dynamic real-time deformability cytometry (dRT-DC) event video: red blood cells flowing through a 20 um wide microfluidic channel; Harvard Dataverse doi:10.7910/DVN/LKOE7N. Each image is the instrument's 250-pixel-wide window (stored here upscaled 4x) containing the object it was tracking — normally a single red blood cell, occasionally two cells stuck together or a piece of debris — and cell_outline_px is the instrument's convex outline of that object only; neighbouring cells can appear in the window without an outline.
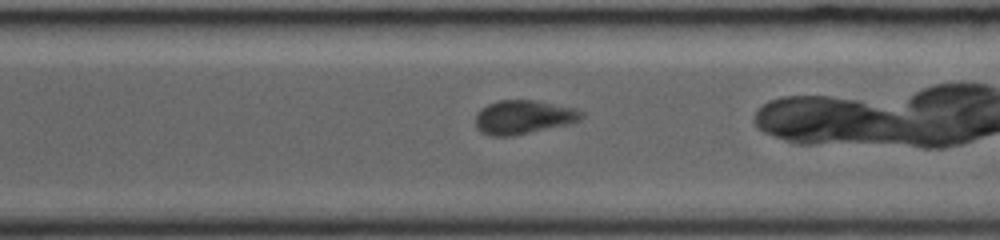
{"species": "common noctule bat (a hibernating species)", "species_latin": "Nyctalus noctula", "temperature_condition": "room temperature", "stored_images_in_passage": 22, "camera_frame_rate_fps": 3000, "um_per_image_px": 0.085, "animal": {"sex": "female", "body_mass_g": 19.0, "forearm_length_mm": 53.3}, "frame": {"image": 1, "passage_image": 16, "time_ms": 5.0, "image_size_px": [1000, 240], "cell_outline_px": [[584, 116], [580, 120], [568, 124], [512, 136], [492, 136], [480, 132], [476, 128], [476, 112], [480, 108], [488, 104], [500, 100], [536, 100], [576, 108], [584, 112]], "centroid_in_image_um": [44.49, 9.95], "position_along_channel_um": 326.1, "area_um2": 21.04}}